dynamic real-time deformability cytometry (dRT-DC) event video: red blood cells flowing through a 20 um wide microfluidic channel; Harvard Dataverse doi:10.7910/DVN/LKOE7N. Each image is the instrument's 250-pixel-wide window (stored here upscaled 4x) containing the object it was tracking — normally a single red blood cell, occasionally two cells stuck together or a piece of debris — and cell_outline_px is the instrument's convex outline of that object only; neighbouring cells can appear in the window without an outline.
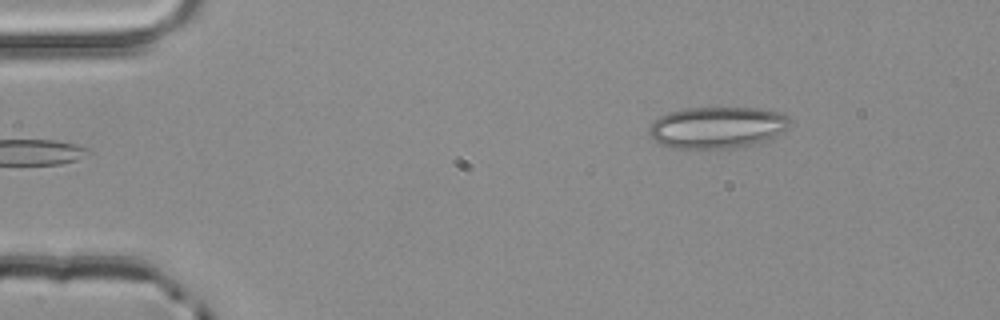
{"species": "common noctule bat (a hibernating species)", "species_latin": "Nyctalus noctula", "temperature_condition": "room temperature", "stored_images_in_passage": 3, "camera_frame_rate_fps": 3000, "um_per_image_px": 0.085, "animal": {"sex": "male", "body_mass_g": 20.4}, "frame": {"image": 1, "passage_image": 1, "time_ms": 0.0, "image_size_px": [1000, 320], "cell_outline_px": [[792, 124], [788, 128], [764, 140], [732, 148], [672, 148], [660, 144], [648, 132], [648, 128], [660, 116], [668, 112], [684, 108], [756, 108], [780, 112], [788, 116], [792, 120]], "centroid_in_image_um": [60.96, 10.81], "position_along_channel_um": 24.0, "area_um2": 33.81}}
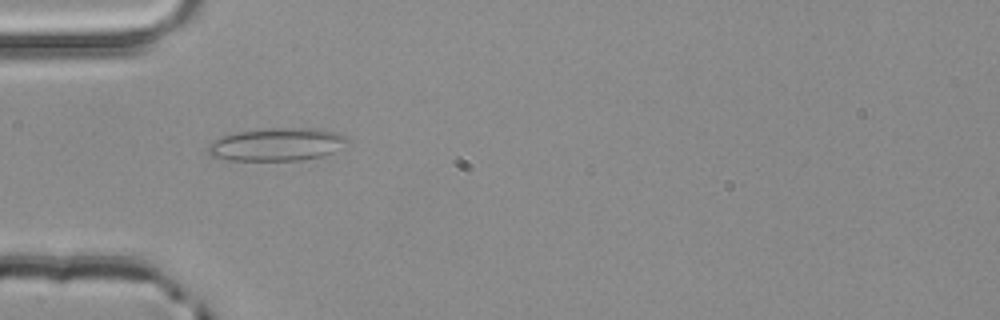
{"frame": {"image": 2, "passage_image": 3, "time_ms": 0.667, "image_size_px": [1000, 320], "cell_outline_px": [[348, 140], [332, 152], [324, 156], [300, 160], [228, 160], [208, 156], [208, 144], [224, 136], [236, 132], [272, 128], [316, 128], [336, 132], [348, 136]], "centroid_in_image_um": [23.52, 12.28], "position_along_channel_um": 61.5, "area_um2": 26.53}}